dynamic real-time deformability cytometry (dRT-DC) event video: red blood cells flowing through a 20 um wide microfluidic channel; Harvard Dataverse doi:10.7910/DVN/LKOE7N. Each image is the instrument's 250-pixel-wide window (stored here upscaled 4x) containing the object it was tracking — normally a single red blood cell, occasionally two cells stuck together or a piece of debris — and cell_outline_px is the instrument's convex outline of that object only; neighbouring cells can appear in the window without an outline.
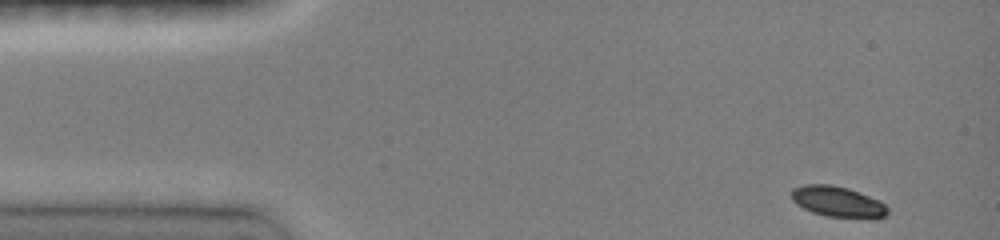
{"species": "common noctule bat (a hibernating species)", "species_latin": "Nyctalus noctula", "temperature_condition": "room temperature", "stored_images_in_passage": 25, "camera_frame_rate_fps": 3000, "um_per_image_px": 0.085, "animal": {"sex": "female", "body_mass_g": 19.0, "forearm_length_mm": 51.5}, "frame": {"image": 1, "passage_image": 1, "time_ms": 0.0, "image_size_px": [1000, 240], "cell_outline_px": [[888, 212], [884, 216], [824, 216], [812, 212], [796, 204], [792, 200], [792, 188], [804, 184], [832, 184], [848, 188], [880, 200], [888, 208]], "centroid_in_image_um": [71.13, 17.1], "position_along_channel_um": 13.9, "area_um2": 16.76}}
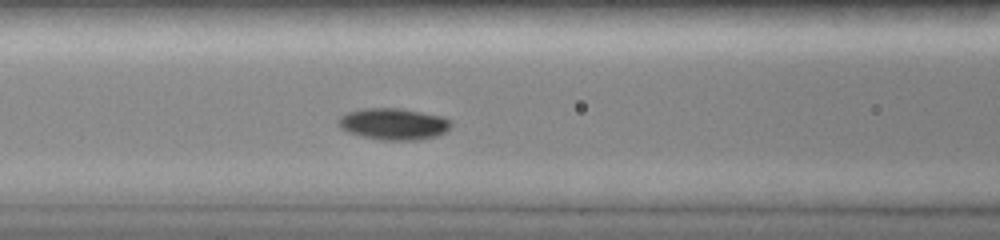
{"frame": {"image": 2, "passage_image": 10, "time_ms": 5.333, "image_size_px": [1000, 240], "cell_outline_px": [[452, 124], [444, 132], [436, 136], [416, 140], [380, 140], [348, 132], [340, 128], [336, 120], [340, 116], [348, 112], [360, 108], [400, 108], [444, 116], [452, 120]], "centroid_in_image_um": [33.44, 10.52], "position_along_channel_um": 133.2, "area_um2": 20.87}}
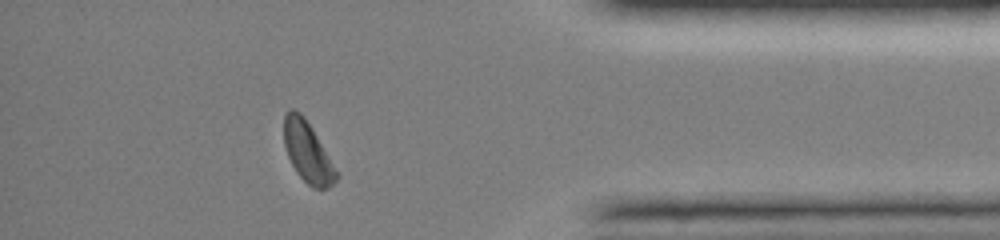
{"frame": {"image": 3, "passage_image": 23, "time_ms": 12.667, "image_size_px": [1000, 240], "cell_outline_px": [[340, 176], [328, 188], [312, 188], [296, 172], [288, 156], [284, 144], [284, 116], [288, 108], [292, 108], [300, 112], [304, 116]], "centroid_in_image_um": [26.12, 12.92], "position_along_channel_um": 409.1, "area_um2": 18.15}, "authors_computed_cell_mechanics": {"area_um2": 18.9584, "velocity_mm_per_s": 4.023, "shape_relaxation_time_tau1_ms": 1.4538, "shape_relaxation_time_tau2_ms": null, "deformation_change_tau1": 0.118, "deformation_change_tau2": null}}